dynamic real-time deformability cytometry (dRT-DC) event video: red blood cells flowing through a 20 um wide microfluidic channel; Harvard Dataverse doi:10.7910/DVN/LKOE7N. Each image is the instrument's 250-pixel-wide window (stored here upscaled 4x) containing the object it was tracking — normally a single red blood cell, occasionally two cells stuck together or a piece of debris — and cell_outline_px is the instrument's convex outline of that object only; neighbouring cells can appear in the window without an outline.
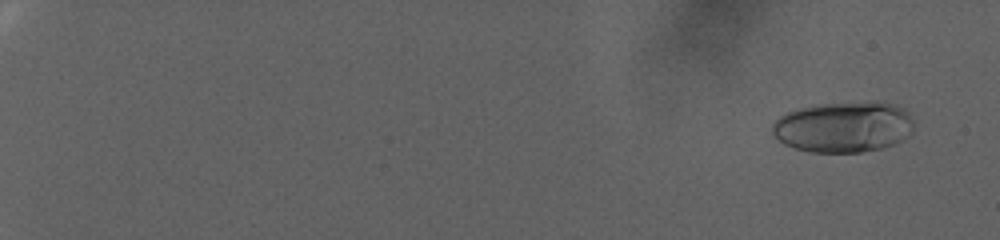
{"species": "human", "species_latin": "Homo sapiens", "temperature_condition": "warm", "stored_images_in_passage": 89, "camera_frame_rate_fps": 3000, "um_per_image_px": 0.085, "donor": {"sex": "female"}, "frame": {"image": 1, "passage_image": 6, "time_ms": 1.667, "image_size_px": [1000, 240], "cell_outline_px": [[912, 132], [908, 136], [892, 144], [880, 148], [860, 152], [812, 152], [796, 148], [784, 144], [772, 132], [772, 124], [780, 116], [796, 108], [816, 104], [872, 100], [876, 100], [896, 104], [904, 108], [908, 112], [912, 120]], "centroid_in_image_um": [71.72, 10.75], "position_along_channel_um": 13.3, "area_um2": 42.31}}
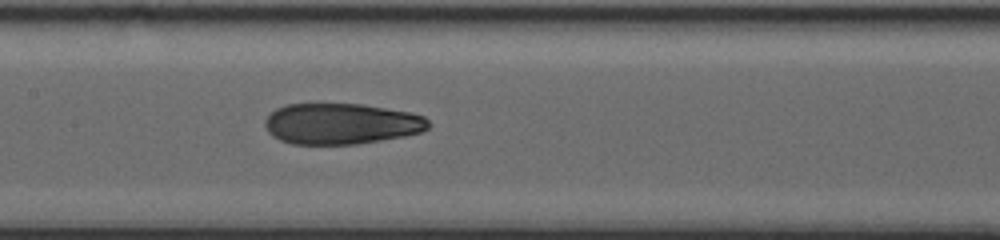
{"frame": {"image": 2, "passage_image": 52, "time_ms": 17.0, "image_size_px": [1000, 240], "cell_outline_px": [[432, 124], [428, 128], [420, 132], [404, 136], [356, 144], [292, 144], [280, 140], [272, 136], [268, 132], [264, 124], [264, 120], [276, 108], [288, 104], [364, 104], [408, 112], [424, 116]], "centroid_in_image_um": [29.0, 10.52], "position_along_channel_um": 178.4, "area_um2": 39.02}}
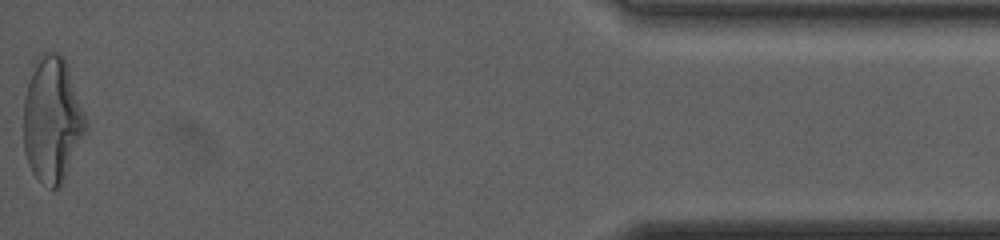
{"frame": {"image": 3, "passage_image": 89, "time_ms": 29.333, "image_size_px": [1000, 240], "cell_outline_px": [[88, 124], [64, 180], [60, 188], [52, 188], [40, 180], [32, 172], [28, 164], [24, 152], [24, 96], [36, 56], [44, 52], [60, 52], [64, 56]], "centroid_in_image_um": [4.42, 10.14], "position_along_channel_um": 430.8, "area_um2": 45.2}, "authors_computed_cell_mechanics": {"area_um2": 39.5352, "velocity_mm_per_s": 2.5668, "shape_relaxation_time_tau1_ms": 11.3602, "shape_relaxation_time_tau2_ms": 1.6788, "deformation_change_tau1": 0.269, "deformation_change_tau2": 0.0809}}